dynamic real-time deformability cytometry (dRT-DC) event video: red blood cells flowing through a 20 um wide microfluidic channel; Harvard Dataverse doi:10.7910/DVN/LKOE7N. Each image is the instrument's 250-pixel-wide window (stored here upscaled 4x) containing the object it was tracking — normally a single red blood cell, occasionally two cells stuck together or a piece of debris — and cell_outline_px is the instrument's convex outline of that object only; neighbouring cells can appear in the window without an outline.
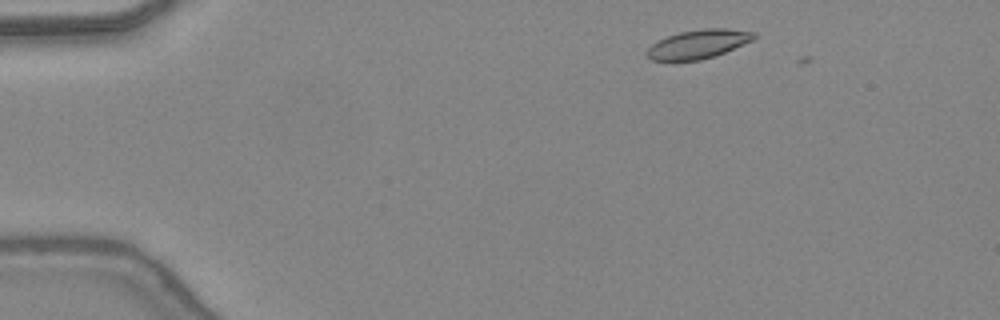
{"species": "common noctule bat (a hibernating species)", "species_latin": "Nyctalus noctula", "temperature_condition": "warm", "stored_images_in_passage": 8, "camera_frame_rate_fps": 3000, "um_per_image_px": 0.085, "animal": {"sex": "female", "body_mass_g": 24.6, "forearm_length_mm": 56.2}, "frame": {"image": 1, "passage_image": 3, "time_ms": 0.667, "image_size_px": [1000, 320], "cell_outline_px": [[756, 36], [752, 40], [724, 52], [700, 60], [652, 60], [644, 52], [652, 44], [668, 36], [680, 32], [704, 28], [724, 28], [756, 32]], "centroid_in_image_um": [59.34, 3.74], "position_along_channel_um": 25.7, "area_um2": 17.63}}